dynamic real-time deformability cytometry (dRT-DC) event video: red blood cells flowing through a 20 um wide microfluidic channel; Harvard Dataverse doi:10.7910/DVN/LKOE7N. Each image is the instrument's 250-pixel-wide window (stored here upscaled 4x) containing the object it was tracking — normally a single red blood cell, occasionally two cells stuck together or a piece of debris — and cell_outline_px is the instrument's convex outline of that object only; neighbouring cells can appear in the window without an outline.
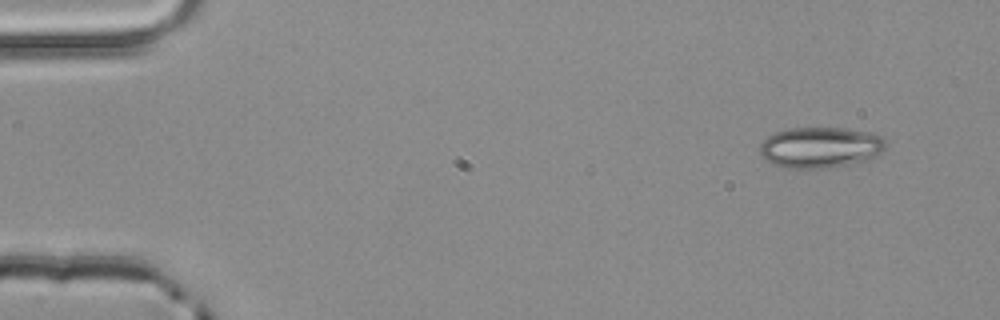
{"species": "common noctule bat (a hibernating species)", "species_latin": "Nyctalus noctula", "temperature_condition": "room temperature", "stored_images_in_passage": 2, "camera_frame_rate_fps": 3000, "um_per_image_px": 0.085, "animal": {"sex": "male", "body_mass_g": 20.4}, "frame": {"image": 1, "passage_image": 1, "time_ms": 0.0, "image_size_px": [1000, 320], "cell_outline_px": [[888, 144], [876, 156], [868, 160], [848, 164], [824, 168], [788, 168], [764, 160], [760, 156], [760, 144], [772, 132], [788, 128], [844, 128], [868, 132], [884, 136], [888, 140]], "centroid_in_image_um": [69.74, 12.51], "position_along_channel_um": 15.3, "area_um2": 30.23}}